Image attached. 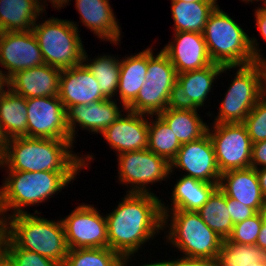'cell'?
<instances>
[{
	"label": "cell",
	"instance_id": "1",
	"mask_svg": "<svg viewBox=\"0 0 266 266\" xmlns=\"http://www.w3.org/2000/svg\"><path fill=\"white\" fill-rule=\"evenodd\" d=\"M121 199L105 214L109 248L121 256L135 255L163 235L161 198L151 193H126Z\"/></svg>",
	"mask_w": 266,
	"mask_h": 266
},
{
	"label": "cell",
	"instance_id": "2",
	"mask_svg": "<svg viewBox=\"0 0 266 266\" xmlns=\"http://www.w3.org/2000/svg\"><path fill=\"white\" fill-rule=\"evenodd\" d=\"M74 148L71 140L27 136L10 138L0 160V169L20 172H80L90 169L94 154L76 153Z\"/></svg>",
	"mask_w": 266,
	"mask_h": 266
},
{
	"label": "cell",
	"instance_id": "3",
	"mask_svg": "<svg viewBox=\"0 0 266 266\" xmlns=\"http://www.w3.org/2000/svg\"><path fill=\"white\" fill-rule=\"evenodd\" d=\"M219 4L210 13L203 31L207 51L213 63L222 66H243L266 61L259 39L250 37ZM262 51V52H261Z\"/></svg>",
	"mask_w": 266,
	"mask_h": 266
},
{
	"label": "cell",
	"instance_id": "4",
	"mask_svg": "<svg viewBox=\"0 0 266 266\" xmlns=\"http://www.w3.org/2000/svg\"><path fill=\"white\" fill-rule=\"evenodd\" d=\"M5 173L0 185V209L8 218L28 213L27 207L49 202L50 198L61 193L65 187H69L68 184H73V180L81 172L6 171Z\"/></svg>",
	"mask_w": 266,
	"mask_h": 266
},
{
	"label": "cell",
	"instance_id": "5",
	"mask_svg": "<svg viewBox=\"0 0 266 266\" xmlns=\"http://www.w3.org/2000/svg\"><path fill=\"white\" fill-rule=\"evenodd\" d=\"M42 212L20 213L7 218V236L21 249L36 252L63 266L68 253L60 219L42 217ZM41 215V216H40Z\"/></svg>",
	"mask_w": 266,
	"mask_h": 266
},
{
	"label": "cell",
	"instance_id": "6",
	"mask_svg": "<svg viewBox=\"0 0 266 266\" xmlns=\"http://www.w3.org/2000/svg\"><path fill=\"white\" fill-rule=\"evenodd\" d=\"M166 244L180 255L216 260L223 239L210 229L194 211L161 210ZM168 228V229H167Z\"/></svg>",
	"mask_w": 266,
	"mask_h": 266
},
{
	"label": "cell",
	"instance_id": "7",
	"mask_svg": "<svg viewBox=\"0 0 266 266\" xmlns=\"http://www.w3.org/2000/svg\"><path fill=\"white\" fill-rule=\"evenodd\" d=\"M232 70L236 72L224 98L220 101L221 104L217 107L218 112L206 113L207 117L212 119L209 124L243 123L259 99L266 93L263 62L256 61L248 65L232 66Z\"/></svg>",
	"mask_w": 266,
	"mask_h": 266
},
{
	"label": "cell",
	"instance_id": "8",
	"mask_svg": "<svg viewBox=\"0 0 266 266\" xmlns=\"http://www.w3.org/2000/svg\"><path fill=\"white\" fill-rule=\"evenodd\" d=\"M43 17L36 21L32 31L45 64L61 70L80 65L85 47L79 33V22L54 16L44 20Z\"/></svg>",
	"mask_w": 266,
	"mask_h": 266
},
{
	"label": "cell",
	"instance_id": "9",
	"mask_svg": "<svg viewBox=\"0 0 266 266\" xmlns=\"http://www.w3.org/2000/svg\"><path fill=\"white\" fill-rule=\"evenodd\" d=\"M119 185H125L126 193H151L155 194L152 187L156 183L168 182L170 163L154 152L143 149L127 151L116 157Z\"/></svg>",
	"mask_w": 266,
	"mask_h": 266
},
{
	"label": "cell",
	"instance_id": "10",
	"mask_svg": "<svg viewBox=\"0 0 266 266\" xmlns=\"http://www.w3.org/2000/svg\"><path fill=\"white\" fill-rule=\"evenodd\" d=\"M209 125L207 132L214 148L220 173L249 168L252 142L245 125L243 123Z\"/></svg>",
	"mask_w": 266,
	"mask_h": 266
},
{
	"label": "cell",
	"instance_id": "11",
	"mask_svg": "<svg viewBox=\"0 0 266 266\" xmlns=\"http://www.w3.org/2000/svg\"><path fill=\"white\" fill-rule=\"evenodd\" d=\"M94 206L78 204L61 218L68 249L109 247L106 216Z\"/></svg>",
	"mask_w": 266,
	"mask_h": 266
},
{
	"label": "cell",
	"instance_id": "12",
	"mask_svg": "<svg viewBox=\"0 0 266 266\" xmlns=\"http://www.w3.org/2000/svg\"><path fill=\"white\" fill-rule=\"evenodd\" d=\"M27 137L71 140L66 109L58 96L26 99Z\"/></svg>",
	"mask_w": 266,
	"mask_h": 266
},
{
	"label": "cell",
	"instance_id": "13",
	"mask_svg": "<svg viewBox=\"0 0 266 266\" xmlns=\"http://www.w3.org/2000/svg\"><path fill=\"white\" fill-rule=\"evenodd\" d=\"M183 170L180 175L189 176L200 181L219 184L221 173L208 132L195 141L184 143L175 158L170 162V175Z\"/></svg>",
	"mask_w": 266,
	"mask_h": 266
},
{
	"label": "cell",
	"instance_id": "14",
	"mask_svg": "<svg viewBox=\"0 0 266 266\" xmlns=\"http://www.w3.org/2000/svg\"><path fill=\"white\" fill-rule=\"evenodd\" d=\"M45 64L33 31L2 32L0 37V66L8 80L16 72Z\"/></svg>",
	"mask_w": 266,
	"mask_h": 266
},
{
	"label": "cell",
	"instance_id": "15",
	"mask_svg": "<svg viewBox=\"0 0 266 266\" xmlns=\"http://www.w3.org/2000/svg\"><path fill=\"white\" fill-rule=\"evenodd\" d=\"M125 110L126 108L116 99H105L87 105L78 104L69 107L66 110V115L71 141L76 143L78 126L80 130L88 131L89 134H101Z\"/></svg>",
	"mask_w": 266,
	"mask_h": 266
},
{
	"label": "cell",
	"instance_id": "16",
	"mask_svg": "<svg viewBox=\"0 0 266 266\" xmlns=\"http://www.w3.org/2000/svg\"><path fill=\"white\" fill-rule=\"evenodd\" d=\"M231 69L232 66L213 63L202 69L177 74L174 104L197 109L207 106L212 87H215L213 83L216 84L217 78L223 73L227 75Z\"/></svg>",
	"mask_w": 266,
	"mask_h": 266
},
{
	"label": "cell",
	"instance_id": "17",
	"mask_svg": "<svg viewBox=\"0 0 266 266\" xmlns=\"http://www.w3.org/2000/svg\"><path fill=\"white\" fill-rule=\"evenodd\" d=\"M148 129L149 115L125 110L100 135L117 156L127 151L147 149Z\"/></svg>",
	"mask_w": 266,
	"mask_h": 266
},
{
	"label": "cell",
	"instance_id": "18",
	"mask_svg": "<svg viewBox=\"0 0 266 266\" xmlns=\"http://www.w3.org/2000/svg\"><path fill=\"white\" fill-rule=\"evenodd\" d=\"M161 50L168 56L177 74L202 69L213 64L207 51L203 33L173 32Z\"/></svg>",
	"mask_w": 266,
	"mask_h": 266
},
{
	"label": "cell",
	"instance_id": "19",
	"mask_svg": "<svg viewBox=\"0 0 266 266\" xmlns=\"http://www.w3.org/2000/svg\"><path fill=\"white\" fill-rule=\"evenodd\" d=\"M110 0H75L79 21L92 32L98 40L121 45V26L112 9ZM120 44V45H119Z\"/></svg>",
	"mask_w": 266,
	"mask_h": 266
},
{
	"label": "cell",
	"instance_id": "20",
	"mask_svg": "<svg viewBox=\"0 0 266 266\" xmlns=\"http://www.w3.org/2000/svg\"><path fill=\"white\" fill-rule=\"evenodd\" d=\"M58 97L66 110L78 104L87 105L106 99L99 83L83 63L61 70Z\"/></svg>",
	"mask_w": 266,
	"mask_h": 266
},
{
	"label": "cell",
	"instance_id": "21",
	"mask_svg": "<svg viewBox=\"0 0 266 266\" xmlns=\"http://www.w3.org/2000/svg\"><path fill=\"white\" fill-rule=\"evenodd\" d=\"M61 69L43 64L16 72L7 80V87L24 98L59 95Z\"/></svg>",
	"mask_w": 266,
	"mask_h": 266
},
{
	"label": "cell",
	"instance_id": "22",
	"mask_svg": "<svg viewBox=\"0 0 266 266\" xmlns=\"http://www.w3.org/2000/svg\"><path fill=\"white\" fill-rule=\"evenodd\" d=\"M218 187L229 198L236 199L257 212L266 203L254 168L230 170L221 174Z\"/></svg>",
	"mask_w": 266,
	"mask_h": 266
},
{
	"label": "cell",
	"instance_id": "23",
	"mask_svg": "<svg viewBox=\"0 0 266 266\" xmlns=\"http://www.w3.org/2000/svg\"><path fill=\"white\" fill-rule=\"evenodd\" d=\"M169 197L170 204L161 199V210H185L197 212L219 184L207 183L195 178L179 175Z\"/></svg>",
	"mask_w": 266,
	"mask_h": 266
},
{
	"label": "cell",
	"instance_id": "24",
	"mask_svg": "<svg viewBox=\"0 0 266 266\" xmlns=\"http://www.w3.org/2000/svg\"><path fill=\"white\" fill-rule=\"evenodd\" d=\"M126 56H123L124 58L120 57V76L117 91V101L125 108L136 99L141 86L146 81L148 48Z\"/></svg>",
	"mask_w": 266,
	"mask_h": 266
},
{
	"label": "cell",
	"instance_id": "25",
	"mask_svg": "<svg viewBox=\"0 0 266 266\" xmlns=\"http://www.w3.org/2000/svg\"><path fill=\"white\" fill-rule=\"evenodd\" d=\"M200 109L175 104L158 115L167 123L181 144L200 139L207 133L209 123L203 121Z\"/></svg>",
	"mask_w": 266,
	"mask_h": 266
},
{
	"label": "cell",
	"instance_id": "26",
	"mask_svg": "<svg viewBox=\"0 0 266 266\" xmlns=\"http://www.w3.org/2000/svg\"><path fill=\"white\" fill-rule=\"evenodd\" d=\"M43 13L38 0H0V28L2 32L31 31Z\"/></svg>",
	"mask_w": 266,
	"mask_h": 266
},
{
	"label": "cell",
	"instance_id": "27",
	"mask_svg": "<svg viewBox=\"0 0 266 266\" xmlns=\"http://www.w3.org/2000/svg\"><path fill=\"white\" fill-rule=\"evenodd\" d=\"M27 114L26 98L6 87L0 93V123L8 139L27 136Z\"/></svg>",
	"mask_w": 266,
	"mask_h": 266
},
{
	"label": "cell",
	"instance_id": "28",
	"mask_svg": "<svg viewBox=\"0 0 266 266\" xmlns=\"http://www.w3.org/2000/svg\"><path fill=\"white\" fill-rule=\"evenodd\" d=\"M218 2H183L171 1V14L173 18L172 32L203 33L210 13Z\"/></svg>",
	"mask_w": 266,
	"mask_h": 266
},
{
	"label": "cell",
	"instance_id": "29",
	"mask_svg": "<svg viewBox=\"0 0 266 266\" xmlns=\"http://www.w3.org/2000/svg\"><path fill=\"white\" fill-rule=\"evenodd\" d=\"M82 63L88 68L91 74L99 83L102 95L106 99H116L120 76V58L116 55L102 54L89 58L87 51H84ZM116 97V98H115Z\"/></svg>",
	"mask_w": 266,
	"mask_h": 266
},
{
	"label": "cell",
	"instance_id": "30",
	"mask_svg": "<svg viewBox=\"0 0 266 266\" xmlns=\"http://www.w3.org/2000/svg\"><path fill=\"white\" fill-rule=\"evenodd\" d=\"M203 222L223 240L233 231V221L227 208L226 195L217 187L208 201L197 211Z\"/></svg>",
	"mask_w": 266,
	"mask_h": 266
},
{
	"label": "cell",
	"instance_id": "31",
	"mask_svg": "<svg viewBox=\"0 0 266 266\" xmlns=\"http://www.w3.org/2000/svg\"><path fill=\"white\" fill-rule=\"evenodd\" d=\"M175 93L176 87H155L143 84L136 99L126 110L147 115H158L174 104Z\"/></svg>",
	"mask_w": 266,
	"mask_h": 266
},
{
	"label": "cell",
	"instance_id": "32",
	"mask_svg": "<svg viewBox=\"0 0 266 266\" xmlns=\"http://www.w3.org/2000/svg\"><path fill=\"white\" fill-rule=\"evenodd\" d=\"M155 118V119H154ZM148 150L169 163L175 158L182 144L159 115H149Z\"/></svg>",
	"mask_w": 266,
	"mask_h": 266
},
{
	"label": "cell",
	"instance_id": "33",
	"mask_svg": "<svg viewBox=\"0 0 266 266\" xmlns=\"http://www.w3.org/2000/svg\"><path fill=\"white\" fill-rule=\"evenodd\" d=\"M266 259V252L256 244L247 245L223 240L216 266H251Z\"/></svg>",
	"mask_w": 266,
	"mask_h": 266
},
{
	"label": "cell",
	"instance_id": "34",
	"mask_svg": "<svg viewBox=\"0 0 266 266\" xmlns=\"http://www.w3.org/2000/svg\"><path fill=\"white\" fill-rule=\"evenodd\" d=\"M154 44L148 47V65L145 76L146 86L155 87H176L177 71L168 56L159 50L157 54L154 53Z\"/></svg>",
	"mask_w": 266,
	"mask_h": 266
},
{
	"label": "cell",
	"instance_id": "35",
	"mask_svg": "<svg viewBox=\"0 0 266 266\" xmlns=\"http://www.w3.org/2000/svg\"><path fill=\"white\" fill-rule=\"evenodd\" d=\"M121 259L109 247L68 249L63 266H120Z\"/></svg>",
	"mask_w": 266,
	"mask_h": 266
},
{
	"label": "cell",
	"instance_id": "36",
	"mask_svg": "<svg viewBox=\"0 0 266 266\" xmlns=\"http://www.w3.org/2000/svg\"><path fill=\"white\" fill-rule=\"evenodd\" d=\"M4 253L15 266H62L36 252L19 248L8 236L4 242Z\"/></svg>",
	"mask_w": 266,
	"mask_h": 266
},
{
	"label": "cell",
	"instance_id": "37",
	"mask_svg": "<svg viewBox=\"0 0 266 266\" xmlns=\"http://www.w3.org/2000/svg\"><path fill=\"white\" fill-rule=\"evenodd\" d=\"M243 124L252 143L266 140V93L246 116Z\"/></svg>",
	"mask_w": 266,
	"mask_h": 266
},
{
	"label": "cell",
	"instance_id": "38",
	"mask_svg": "<svg viewBox=\"0 0 266 266\" xmlns=\"http://www.w3.org/2000/svg\"><path fill=\"white\" fill-rule=\"evenodd\" d=\"M261 226L262 221L257 213L251 218L234 224L233 231L228 240L239 244H256Z\"/></svg>",
	"mask_w": 266,
	"mask_h": 266
},
{
	"label": "cell",
	"instance_id": "39",
	"mask_svg": "<svg viewBox=\"0 0 266 266\" xmlns=\"http://www.w3.org/2000/svg\"><path fill=\"white\" fill-rule=\"evenodd\" d=\"M226 203L233 224L251 218L258 213L254 208L245 206L236 199L229 198L227 196H226Z\"/></svg>",
	"mask_w": 266,
	"mask_h": 266
},
{
	"label": "cell",
	"instance_id": "40",
	"mask_svg": "<svg viewBox=\"0 0 266 266\" xmlns=\"http://www.w3.org/2000/svg\"><path fill=\"white\" fill-rule=\"evenodd\" d=\"M250 167L254 169L266 167V140L252 143Z\"/></svg>",
	"mask_w": 266,
	"mask_h": 266
},
{
	"label": "cell",
	"instance_id": "41",
	"mask_svg": "<svg viewBox=\"0 0 266 266\" xmlns=\"http://www.w3.org/2000/svg\"><path fill=\"white\" fill-rule=\"evenodd\" d=\"M167 266H216V260L205 258H191L179 256L173 259H167Z\"/></svg>",
	"mask_w": 266,
	"mask_h": 266
},
{
	"label": "cell",
	"instance_id": "42",
	"mask_svg": "<svg viewBox=\"0 0 266 266\" xmlns=\"http://www.w3.org/2000/svg\"><path fill=\"white\" fill-rule=\"evenodd\" d=\"M255 26L259 30V34L263 40L266 41V7H259L254 9Z\"/></svg>",
	"mask_w": 266,
	"mask_h": 266
},
{
	"label": "cell",
	"instance_id": "43",
	"mask_svg": "<svg viewBox=\"0 0 266 266\" xmlns=\"http://www.w3.org/2000/svg\"><path fill=\"white\" fill-rule=\"evenodd\" d=\"M136 255H127V256H122V259H121V266H130V261L133 260L132 258L135 257ZM158 260V261H157ZM153 260V261H150L149 263H145V262H142L141 265L138 264V266H167V260ZM131 266H133V264H131ZM135 266V264H134Z\"/></svg>",
	"mask_w": 266,
	"mask_h": 266
},
{
	"label": "cell",
	"instance_id": "44",
	"mask_svg": "<svg viewBox=\"0 0 266 266\" xmlns=\"http://www.w3.org/2000/svg\"><path fill=\"white\" fill-rule=\"evenodd\" d=\"M7 236V218L0 209V256L4 253V242Z\"/></svg>",
	"mask_w": 266,
	"mask_h": 266
},
{
	"label": "cell",
	"instance_id": "45",
	"mask_svg": "<svg viewBox=\"0 0 266 266\" xmlns=\"http://www.w3.org/2000/svg\"><path fill=\"white\" fill-rule=\"evenodd\" d=\"M41 8L46 12V7L48 6V3L51 4L52 7H54L55 10H60L65 7L66 5L71 4V0H38ZM47 2V3H46ZM61 8V9H60Z\"/></svg>",
	"mask_w": 266,
	"mask_h": 266
},
{
	"label": "cell",
	"instance_id": "46",
	"mask_svg": "<svg viewBox=\"0 0 266 266\" xmlns=\"http://www.w3.org/2000/svg\"><path fill=\"white\" fill-rule=\"evenodd\" d=\"M255 170L258 177L261 193L266 200V167Z\"/></svg>",
	"mask_w": 266,
	"mask_h": 266
},
{
	"label": "cell",
	"instance_id": "47",
	"mask_svg": "<svg viewBox=\"0 0 266 266\" xmlns=\"http://www.w3.org/2000/svg\"><path fill=\"white\" fill-rule=\"evenodd\" d=\"M8 137L5 135L2 125L0 123V160L3 158L5 151H6V146L8 143Z\"/></svg>",
	"mask_w": 266,
	"mask_h": 266
},
{
	"label": "cell",
	"instance_id": "48",
	"mask_svg": "<svg viewBox=\"0 0 266 266\" xmlns=\"http://www.w3.org/2000/svg\"><path fill=\"white\" fill-rule=\"evenodd\" d=\"M256 245L266 252V226H261Z\"/></svg>",
	"mask_w": 266,
	"mask_h": 266
},
{
	"label": "cell",
	"instance_id": "49",
	"mask_svg": "<svg viewBox=\"0 0 266 266\" xmlns=\"http://www.w3.org/2000/svg\"><path fill=\"white\" fill-rule=\"evenodd\" d=\"M0 266H15L14 263L9 259V257L3 253L0 256Z\"/></svg>",
	"mask_w": 266,
	"mask_h": 266
},
{
	"label": "cell",
	"instance_id": "50",
	"mask_svg": "<svg viewBox=\"0 0 266 266\" xmlns=\"http://www.w3.org/2000/svg\"><path fill=\"white\" fill-rule=\"evenodd\" d=\"M258 214L260 215L262 225L266 226V203L263 205V207L258 211Z\"/></svg>",
	"mask_w": 266,
	"mask_h": 266
},
{
	"label": "cell",
	"instance_id": "51",
	"mask_svg": "<svg viewBox=\"0 0 266 266\" xmlns=\"http://www.w3.org/2000/svg\"><path fill=\"white\" fill-rule=\"evenodd\" d=\"M2 70L3 69L0 68V93L5 89V87H7V79L3 75Z\"/></svg>",
	"mask_w": 266,
	"mask_h": 266
},
{
	"label": "cell",
	"instance_id": "52",
	"mask_svg": "<svg viewBox=\"0 0 266 266\" xmlns=\"http://www.w3.org/2000/svg\"><path fill=\"white\" fill-rule=\"evenodd\" d=\"M242 2L246 3V4H252V3H257V2H260V7H266V0H241ZM262 4V5H261Z\"/></svg>",
	"mask_w": 266,
	"mask_h": 266
},
{
	"label": "cell",
	"instance_id": "53",
	"mask_svg": "<svg viewBox=\"0 0 266 266\" xmlns=\"http://www.w3.org/2000/svg\"><path fill=\"white\" fill-rule=\"evenodd\" d=\"M171 1H183V2H217V0H171Z\"/></svg>",
	"mask_w": 266,
	"mask_h": 266
},
{
	"label": "cell",
	"instance_id": "54",
	"mask_svg": "<svg viewBox=\"0 0 266 266\" xmlns=\"http://www.w3.org/2000/svg\"><path fill=\"white\" fill-rule=\"evenodd\" d=\"M251 266H266V259L260 262H254Z\"/></svg>",
	"mask_w": 266,
	"mask_h": 266
},
{
	"label": "cell",
	"instance_id": "55",
	"mask_svg": "<svg viewBox=\"0 0 266 266\" xmlns=\"http://www.w3.org/2000/svg\"><path fill=\"white\" fill-rule=\"evenodd\" d=\"M263 63H264V68H265V86H266V61H264Z\"/></svg>",
	"mask_w": 266,
	"mask_h": 266
}]
</instances>
